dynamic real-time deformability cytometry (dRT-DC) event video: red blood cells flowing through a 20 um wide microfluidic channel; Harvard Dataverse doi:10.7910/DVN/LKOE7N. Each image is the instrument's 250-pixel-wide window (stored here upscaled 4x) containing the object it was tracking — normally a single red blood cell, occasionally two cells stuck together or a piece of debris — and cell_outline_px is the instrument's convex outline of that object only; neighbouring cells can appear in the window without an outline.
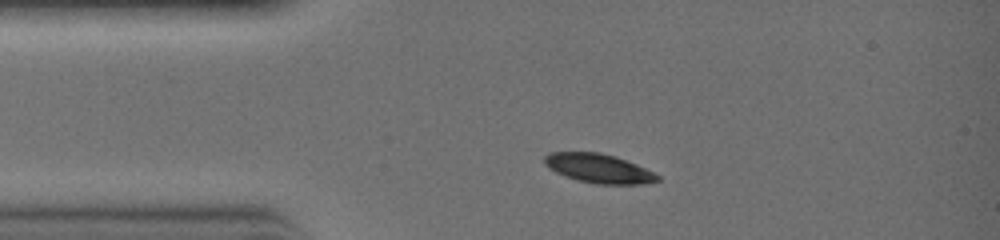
{"species": "common noctule bat (a hibernating species)", "species_latin": "Nyctalus noctula", "temperature_condition": "warm", "stored_images_in_passage": 2, "camera_frame_rate_fps": 3000, "um_per_image_px": 0.085, "animal": {"sex": "female", "body_mass_g": 19.0, "forearm_length_mm": 51.5}, "frame": {"image": 1, "passage_image": 1, "time_ms": 0.0, "image_size_px": [1000, 240], "cell_outline_px": [[660, 180], [640, 184], [596, 184], [580, 180], [556, 172], [548, 168], [544, 164], [544, 156], [548, 152], [600, 152], [616, 156], [636, 164], [660, 176]], "centroid_in_image_um": [50.87, 14.3], "position_along_channel_um": 34.1, "area_um2": 19.02}}
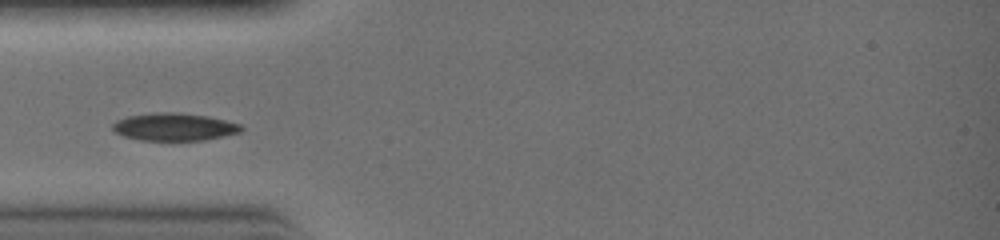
{"frame": {"image": 2, "passage_image": 2, "time_ms": 0.333, "image_size_px": [1000, 240], "cell_outline_px": [[244, 128], [240, 132], [224, 136], [204, 140], [140, 140], [124, 136], [116, 132], [112, 128], [112, 124], [116, 120], [128, 116], [160, 112], [172, 112], [208, 116], [240, 124]], "centroid_in_image_um": [14.81, 10.79], "position_along_channel_um": 70.2, "area_um2": 20.52}}